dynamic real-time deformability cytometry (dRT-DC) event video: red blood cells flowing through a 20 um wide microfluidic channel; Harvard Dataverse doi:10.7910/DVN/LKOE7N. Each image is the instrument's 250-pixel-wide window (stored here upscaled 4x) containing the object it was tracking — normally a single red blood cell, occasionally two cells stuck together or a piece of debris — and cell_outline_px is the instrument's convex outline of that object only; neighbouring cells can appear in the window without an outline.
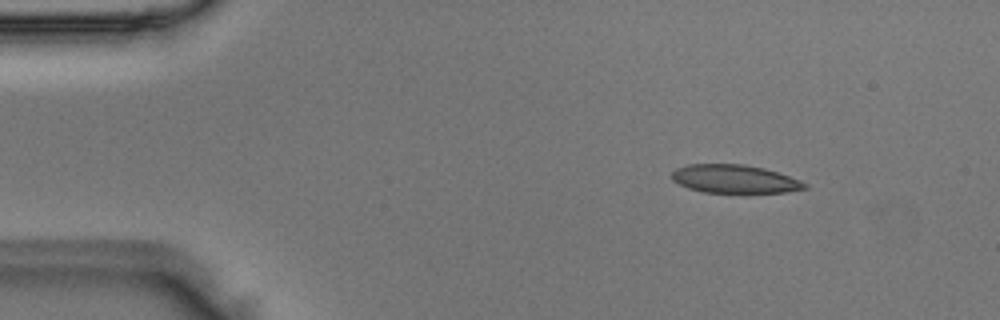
{"species": "Egyptian fruit bat (a non-hibernating species)", "species_latin": "Rousettus aegyptiacus", "temperature_condition": "room temperature", "stored_images_in_passage": 13, "camera_frame_rate_fps": 3000, "um_per_image_px": 0.085, "animal": {"sex": "male"}, "frame": {"image": 1, "passage_image": 6, "time_ms": 1.667, "image_size_px": [1000, 320], "cell_outline_px": [[808, 188], [784, 192], [704, 192], [688, 188], [672, 180], [672, 172], [676, 168], [688, 164], [744, 164], [764, 168], [800, 180], [808, 184]], "centroid_in_image_um": [62.42, 15.2], "position_along_channel_um": 22.6, "area_um2": 21.73}}